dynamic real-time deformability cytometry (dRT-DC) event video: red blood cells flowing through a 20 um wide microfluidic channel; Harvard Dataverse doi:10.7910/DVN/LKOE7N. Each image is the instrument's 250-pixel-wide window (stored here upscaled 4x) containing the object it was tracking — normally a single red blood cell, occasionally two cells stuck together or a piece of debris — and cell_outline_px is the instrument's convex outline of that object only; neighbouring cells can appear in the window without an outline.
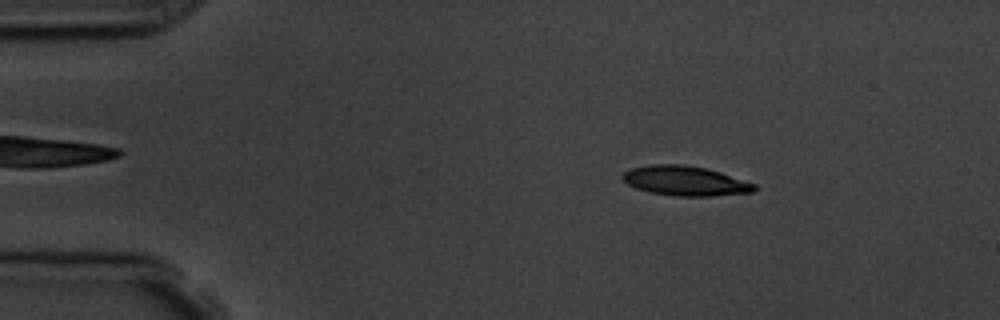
{"species": "common noctule bat (a hibernating species)", "species_latin": "Nyctalus noctula", "temperature_condition": "room temperature", "stored_images_in_passage": 4, "camera_frame_rate_fps": 3000, "um_per_image_px": 0.085, "animal": {"sex": "male", "body_mass_g": 19.5, "forearm_length_mm": 54.6}, "frame": {"image": 1, "passage_image": 2, "time_ms": 1.0, "image_size_px": [1000, 320], "cell_outline_px": [[756, 192], [712, 196], [676, 196], [648, 192], [636, 188], [628, 184], [620, 176], [624, 172], [632, 168], [652, 164], [684, 164], [704, 168], [720, 172], [756, 184]], "centroid_in_image_um": [58.25, 15.38], "position_along_channel_um": 26.8, "area_um2": 22.83}}